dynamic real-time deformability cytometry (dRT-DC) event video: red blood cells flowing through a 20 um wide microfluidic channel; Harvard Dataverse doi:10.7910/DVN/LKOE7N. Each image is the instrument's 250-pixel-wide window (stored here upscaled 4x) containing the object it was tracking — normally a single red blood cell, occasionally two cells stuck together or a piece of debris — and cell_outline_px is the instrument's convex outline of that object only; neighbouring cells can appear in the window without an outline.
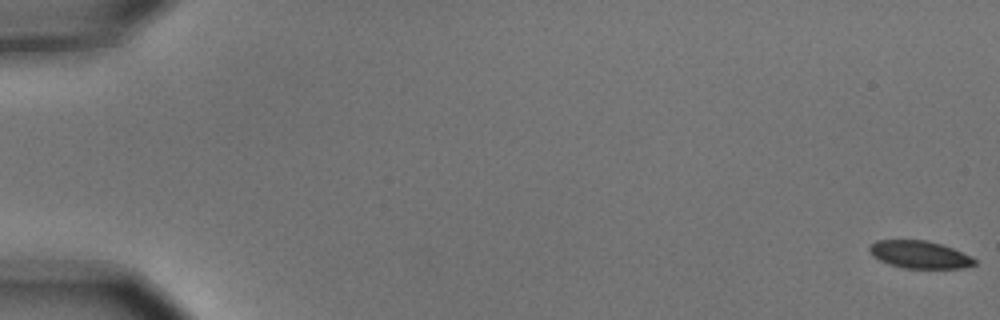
{"species": "common noctule bat (a hibernating species)", "species_latin": "Nyctalus noctula", "temperature_condition": "cold", "stored_images_in_passage": 6, "camera_frame_rate_fps": 3000, "um_per_image_px": 0.085, "animal": {"sex": "male", "body_mass_g": 15.6}, "frame": {"image": 1, "passage_image": 6, "time_ms": 1.667, "image_size_px": [1000, 320], "cell_outline_px": [[976, 264], [960, 268], [904, 268], [888, 264], [872, 256], [868, 248], [876, 240], [928, 240], [952, 248], [972, 256], [976, 260]], "centroid_in_image_um": [78.16, 21.64], "position_along_channel_um": 6.8, "area_um2": 16.82}}